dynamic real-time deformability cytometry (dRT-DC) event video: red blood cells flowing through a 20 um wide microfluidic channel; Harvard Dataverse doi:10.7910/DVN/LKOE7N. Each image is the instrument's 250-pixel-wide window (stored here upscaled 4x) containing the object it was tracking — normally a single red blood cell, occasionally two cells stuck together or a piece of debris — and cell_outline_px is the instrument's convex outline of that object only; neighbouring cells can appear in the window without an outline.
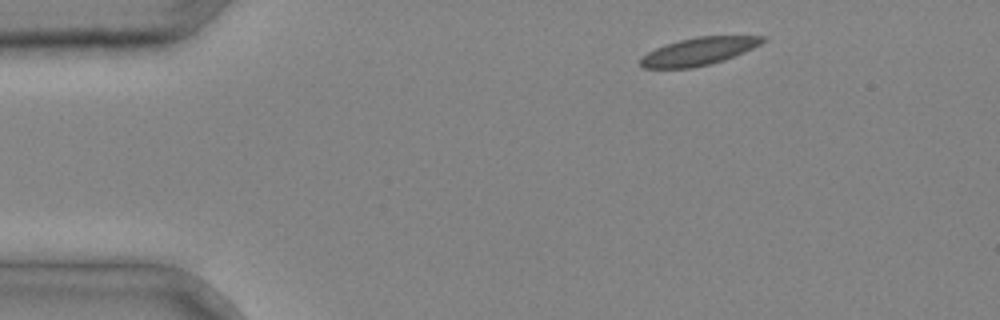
{"species": "common noctule bat (a hibernating species)", "species_latin": "Nyctalus noctula", "temperature_condition": "cold", "stored_images_in_passage": 3, "camera_frame_rate_fps": 3000, "um_per_image_px": 0.085, "animal": {"sex": "male", "body_mass_g": 20.4}, "frame": {"image": 1, "passage_image": 1, "time_ms": 0.0, "image_size_px": [1000, 320], "cell_outline_px": [[768, 40], [744, 52], [724, 60], [692, 68], [644, 68], [640, 64], [640, 60], [648, 52], [656, 48], [680, 40], [696, 36], [768, 36]], "centroid_in_image_um": [59.44, 4.36], "position_along_channel_um": 25.6, "area_um2": 19.48}}